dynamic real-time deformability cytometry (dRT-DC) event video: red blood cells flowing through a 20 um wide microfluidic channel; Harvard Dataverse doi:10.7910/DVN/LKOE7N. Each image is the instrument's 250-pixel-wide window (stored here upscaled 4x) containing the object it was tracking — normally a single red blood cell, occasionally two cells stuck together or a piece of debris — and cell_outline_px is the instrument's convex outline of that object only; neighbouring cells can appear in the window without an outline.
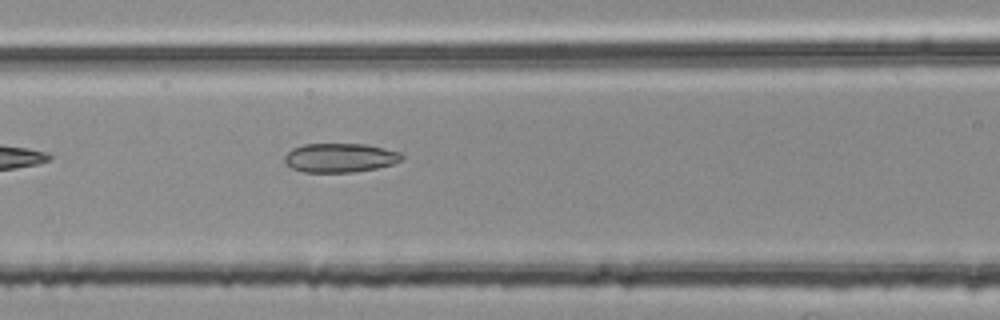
{"species": "common noctule bat (a hibernating species)", "species_latin": "Nyctalus noctula", "temperature_condition": "room temperature", "stored_images_in_passage": 5, "camera_frame_rate_fps": 3000, "um_per_image_px": 0.085, "animal": {"sex": "female", "body_mass_g": 25.1}, "frame": {"image": 1, "passage_image": 5, "time_ms": 1.333, "image_size_px": [1000, 320], "cell_outline_px": [[404, 156], [400, 160], [392, 164], [376, 168], [352, 172], [304, 172], [292, 168], [284, 164], [284, 156], [292, 148], [304, 144], [368, 144], [400, 152]], "centroid_in_image_um": [28.87, 13.4], "position_along_channel_um": 137.7, "area_um2": 19.88}}